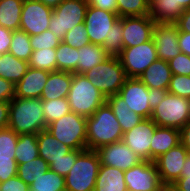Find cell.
Listing matches in <instances>:
<instances>
[{
  "label": "cell",
  "instance_id": "obj_1",
  "mask_svg": "<svg viewBox=\"0 0 190 191\" xmlns=\"http://www.w3.org/2000/svg\"><path fill=\"white\" fill-rule=\"evenodd\" d=\"M86 131L87 149L89 150L96 151L102 146L123 139L120 124L107 102L87 117Z\"/></svg>",
  "mask_w": 190,
  "mask_h": 191
},
{
  "label": "cell",
  "instance_id": "obj_2",
  "mask_svg": "<svg viewBox=\"0 0 190 191\" xmlns=\"http://www.w3.org/2000/svg\"><path fill=\"white\" fill-rule=\"evenodd\" d=\"M8 127L21 134H38L47 128L42 100L39 98L14 97L9 106Z\"/></svg>",
  "mask_w": 190,
  "mask_h": 191
},
{
  "label": "cell",
  "instance_id": "obj_3",
  "mask_svg": "<svg viewBox=\"0 0 190 191\" xmlns=\"http://www.w3.org/2000/svg\"><path fill=\"white\" fill-rule=\"evenodd\" d=\"M67 100L72 112L87 118L106 102V97L84 74L72 73Z\"/></svg>",
  "mask_w": 190,
  "mask_h": 191
},
{
  "label": "cell",
  "instance_id": "obj_4",
  "mask_svg": "<svg viewBox=\"0 0 190 191\" xmlns=\"http://www.w3.org/2000/svg\"><path fill=\"white\" fill-rule=\"evenodd\" d=\"M100 165L97 151L83 150L64 177L66 191H94Z\"/></svg>",
  "mask_w": 190,
  "mask_h": 191
},
{
  "label": "cell",
  "instance_id": "obj_5",
  "mask_svg": "<svg viewBox=\"0 0 190 191\" xmlns=\"http://www.w3.org/2000/svg\"><path fill=\"white\" fill-rule=\"evenodd\" d=\"M84 75L106 98L118 94L127 79L117 56H109L103 63L92 67Z\"/></svg>",
  "mask_w": 190,
  "mask_h": 191
},
{
  "label": "cell",
  "instance_id": "obj_6",
  "mask_svg": "<svg viewBox=\"0 0 190 191\" xmlns=\"http://www.w3.org/2000/svg\"><path fill=\"white\" fill-rule=\"evenodd\" d=\"M87 118L70 111L65 116L50 123L47 130L61 143L73 150H86Z\"/></svg>",
  "mask_w": 190,
  "mask_h": 191
},
{
  "label": "cell",
  "instance_id": "obj_7",
  "mask_svg": "<svg viewBox=\"0 0 190 191\" xmlns=\"http://www.w3.org/2000/svg\"><path fill=\"white\" fill-rule=\"evenodd\" d=\"M150 119L157 126L180 130L190 121V99L167 93L152 110Z\"/></svg>",
  "mask_w": 190,
  "mask_h": 191
},
{
  "label": "cell",
  "instance_id": "obj_8",
  "mask_svg": "<svg viewBox=\"0 0 190 191\" xmlns=\"http://www.w3.org/2000/svg\"><path fill=\"white\" fill-rule=\"evenodd\" d=\"M87 7V0H64L53 8L49 30L62 41L75 25L84 23Z\"/></svg>",
  "mask_w": 190,
  "mask_h": 191
},
{
  "label": "cell",
  "instance_id": "obj_9",
  "mask_svg": "<svg viewBox=\"0 0 190 191\" xmlns=\"http://www.w3.org/2000/svg\"><path fill=\"white\" fill-rule=\"evenodd\" d=\"M117 57L127 78H138L149 65L158 59L153 38L137 46L123 48Z\"/></svg>",
  "mask_w": 190,
  "mask_h": 191
},
{
  "label": "cell",
  "instance_id": "obj_10",
  "mask_svg": "<svg viewBox=\"0 0 190 191\" xmlns=\"http://www.w3.org/2000/svg\"><path fill=\"white\" fill-rule=\"evenodd\" d=\"M124 179L128 190L163 191L165 188L155 163L147 160L124 171Z\"/></svg>",
  "mask_w": 190,
  "mask_h": 191
},
{
  "label": "cell",
  "instance_id": "obj_11",
  "mask_svg": "<svg viewBox=\"0 0 190 191\" xmlns=\"http://www.w3.org/2000/svg\"><path fill=\"white\" fill-rule=\"evenodd\" d=\"M119 19L118 14L88 5L84 25L90 43L102 45L109 39L111 27Z\"/></svg>",
  "mask_w": 190,
  "mask_h": 191
},
{
  "label": "cell",
  "instance_id": "obj_12",
  "mask_svg": "<svg viewBox=\"0 0 190 191\" xmlns=\"http://www.w3.org/2000/svg\"><path fill=\"white\" fill-rule=\"evenodd\" d=\"M53 8L36 0H23L19 30L28 35H39L49 29Z\"/></svg>",
  "mask_w": 190,
  "mask_h": 191
},
{
  "label": "cell",
  "instance_id": "obj_13",
  "mask_svg": "<svg viewBox=\"0 0 190 191\" xmlns=\"http://www.w3.org/2000/svg\"><path fill=\"white\" fill-rule=\"evenodd\" d=\"M126 105L143 118H150V89L139 78H127L118 93Z\"/></svg>",
  "mask_w": 190,
  "mask_h": 191
},
{
  "label": "cell",
  "instance_id": "obj_14",
  "mask_svg": "<svg viewBox=\"0 0 190 191\" xmlns=\"http://www.w3.org/2000/svg\"><path fill=\"white\" fill-rule=\"evenodd\" d=\"M187 155L188 151L179 143L154 160L161 182L165 186L173 184L180 178Z\"/></svg>",
  "mask_w": 190,
  "mask_h": 191
},
{
  "label": "cell",
  "instance_id": "obj_15",
  "mask_svg": "<svg viewBox=\"0 0 190 191\" xmlns=\"http://www.w3.org/2000/svg\"><path fill=\"white\" fill-rule=\"evenodd\" d=\"M157 124L144 118L131 130L123 133L122 141L142 160L150 161V144Z\"/></svg>",
  "mask_w": 190,
  "mask_h": 191
},
{
  "label": "cell",
  "instance_id": "obj_16",
  "mask_svg": "<svg viewBox=\"0 0 190 191\" xmlns=\"http://www.w3.org/2000/svg\"><path fill=\"white\" fill-rule=\"evenodd\" d=\"M101 165H107L127 171L142 159L136 155L122 140L98 148Z\"/></svg>",
  "mask_w": 190,
  "mask_h": 191
},
{
  "label": "cell",
  "instance_id": "obj_17",
  "mask_svg": "<svg viewBox=\"0 0 190 191\" xmlns=\"http://www.w3.org/2000/svg\"><path fill=\"white\" fill-rule=\"evenodd\" d=\"M155 24L149 15L123 17V48L150 41Z\"/></svg>",
  "mask_w": 190,
  "mask_h": 191
},
{
  "label": "cell",
  "instance_id": "obj_18",
  "mask_svg": "<svg viewBox=\"0 0 190 191\" xmlns=\"http://www.w3.org/2000/svg\"><path fill=\"white\" fill-rule=\"evenodd\" d=\"M152 38L158 59L168 62L181 52L178 45L179 31L175 23H156Z\"/></svg>",
  "mask_w": 190,
  "mask_h": 191
},
{
  "label": "cell",
  "instance_id": "obj_19",
  "mask_svg": "<svg viewBox=\"0 0 190 191\" xmlns=\"http://www.w3.org/2000/svg\"><path fill=\"white\" fill-rule=\"evenodd\" d=\"M49 72L29 67L22 79L15 84V97L41 98Z\"/></svg>",
  "mask_w": 190,
  "mask_h": 191
},
{
  "label": "cell",
  "instance_id": "obj_20",
  "mask_svg": "<svg viewBox=\"0 0 190 191\" xmlns=\"http://www.w3.org/2000/svg\"><path fill=\"white\" fill-rule=\"evenodd\" d=\"M172 75L168 62L157 59L138 78L149 89H168Z\"/></svg>",
  "mask_w": 190,
  "mask_h": 191
},
{
  "label": "cell",
  "instance_id": "obj_21",
  "mask_svg": "<svg viewBox=\"0 0 190 191\" xmlns=\"http://www.w3.org/2000/svg\"><path fill=\"white\" fill-rule=\"evenodd\" d=\"M180 143V130L156 126L150 144V161L154 162L160 155Z\"/></svg>",
  "mask_w": 190,
  "mask_h": 191
},
{
  "label": "cell",
  "instance_id": "obj_22",
  "mask_svg": "<svg viewBox=\"0 0 190 191\" xmlns=\"http://www.w3.org/2000/svg\"><path fill=\"white\" fill-rule=\"evenodd\" d=\"M72 82V72H49L47 81L41 94V100L67 98Z\"/></svg>",
  "mask_w": 190,
  "mask_h": 191
},
{
  "label": "cell",
  "instance_id": "obj_23",
  "mask_svg": "<svg viewBox=\"0 0 190 191\" xmlns=\"http://www.w3.org/2000/svg\"><path fill=\"white\" fill-rule=\"evenodd\" d=\"M37 143L39 156L42 157L48 165L53 161L63 158L73 149L56 139L47 129L37 134Z\"/></svg>",
  "mask_w": 190,
  "mask_h": 191
},
{
  "label": "cell",
  "instance_id": "obj_24",
  "mask_svg": "<svg viewBox=\"0 0 190 191\" xmlns=\"http://www.w3.org/2000/svg\"><path fill=\"white\" fill-rule=\"evenodd\" d=\"M106 102L111 107L123 133L138 125L144 118L134 113L119 94H114L106 98Z\"/></svg>",
  "mask_w": 190,
  "mask_h": 191
},
{
  "label": "cell",
  "instance_id": "obj_25",
  "mask_svg": "<svg viewBox=\"0 0 190 191\" xmlns=\"http://www.w3.org/2000/svg\"><path fill=\"white\" fill-rule=\"evenodd\" d=\"M148 15L155 23H175L184 9L175 0H148Z\"/></svg>",
  "mask_w": 190,
  "mask_h": 191
},
{
  "label": "cell",
  "instance_id": "obj_26",
  "mask_svg": "<svg viewBox=\"0 0 190 191\" xmlns=\"http://www.w3.org/2000/svg\"><path fill=\"white\" fill-rule=\"evenodd\" d=\"M94 191H127L124 171L100 165Z\"/></svg>",
  "mask_w": 190,
  "mask_h": 191
},
{
  "label": "cell",
  "instance_id": "obj_27",
  "mask_svg": "<svg viewBox=\"0 0 190 191\" xmlns=\"http://www.w3.org/2000/svg\"><path fill=\"white\" fill-rule=\"evenodd\" d=\"M110 55L102 45L89 43L78 49L76 74H84L92 67L103 63Z\"/></svg>",
  "mask_w": 190,
  "mask_h": 191
},
{
  "label": "cell",
  "instance_id": "obj_28",
  "mask_svg": "<svg viewBox=\"0 0 190 191\" xmlns=\"http://www.w3.org/2000/svg\"><path fill=\"white\" fill-rule=\"evenodd\" d=\"M28 68L27 61L18 59L10 53L0 54V77L5 80L16 84L26 74Z\"/></svg>",
  "mask_w": 190,
  "mask_h": 191
},
{
  "label": "cell",
  "instance_id": "obj_29",
  "mask_svg": "<svg viewBox=\"0 0 190 191\" xmlns=\"http://www.w3.org/2000/svg\"><path fill=\"white\" fill-rule=\"evenodd\" d=\"M22 8L23 0H0V26L19 30Z\"/></svg>",
  "mask_w": 190,
  "mask_h": 191
},
{
  "label": "cell",
  "instance_id": "obj_30",
  "mask_svg": "<svg viewBox=\"0 0 190 191\" xmlns=\"http://www.w3.org/2000/svg\"><path fill=\"white\" fill-rule=\"evenodd\" d=\"M39 156L37 134H21L15 150L17 165L32 161Z\"/></svg>",
  "mask_w": 190,
  "mask_h": 191
},
{
  "label": "cell",
  "instance_id": "obj_31",
  "mask_svg": "<svg viewBox=\"0 0 190 191\" xmlns=\"http://www.w3.org/2000/svg\"><path fill=\"white\" fill-rule=\"evenodd\" d=\"M30 191H66L65 178L48 169L30 184Z\"/></svg>",
  "mask_w": 190,
  "mask_h": 191
},
{
  "label": "cell",
  "instance_id": "obj_32",
  "mask_svg": "<svg viewBox=\"0 0 190 191\" xmlns=\"http://www.w3.org/2000/svg\"><path fill=\"white\" fill-rule=\"evenodd\" d=\"M48 169V163L42 157L38 156L32 161L19 164L17 176L30 186L36 178L43 175Z\"/></svg>",
  "mask_w": 190,
  "mask_h": 191
},
{
  "label": "cell",
  "instance_id": "obj_33",
  "mask_svg": "<svg viewBox=\"0 0 190 191\" xmlns=\"http://www.w3.org/2000/svg\"><path fill=\"white\" fill-rule=\"evenodd\" d=\"M78 49L72 48L63 41L56 48L57 71H77Z\"/></svg>",
  "mask_w": 190,
  "mask_h": 191
},
{
  "label": "cell",
  "instance_id": "obj_34",
  "mask_svg": "<svg viewBox=\"0 0 190 191\" xmlns=\"http://www.w3.org/2000/svg\"><path fill=\"white\" fill-rule=\"evenodd\" d=\"M29 67L47 72L57 71L56 48L35 50L28 61Z\"/></svg>",
  "mask_w": 190,
  "mask_h": 191
},
{
  "label": "cell",
  "instance_id": "obj_35",
  "mask_svg": "<svg viewBox=\"0 0 190 191\" xmlns=\"http://www.w3.org/2000/svg\"><path fill=\"white\" fill-rule=\"evenodd\" d=\"M42 106L47 126L71 111L67 98L42 100Z\"/></svg>",
  "mask_w": 190,
  "mask_h": 191
},
{
  "label": "cell",
  "instance_id": "obj_36",
  "mask_svg": "<svg viewBox=\"0 0 190 191\" xmlns=\"http://www.w3.org/2000/svg\"><path fill=\"white\" fill-rule=\"evenodd\" d=\"M32 52L30 35L21 30L13 31L9 53L13 54L18 59H22L28 62Z\"/></svg>",
  "mask_w": 190,
  "mask_h": 191
},
{
  "label": "cell",
  "instance_id": "obj_37",
  "mask_svg": "<svg viewBox=\"0 0 190 191\" xmlns=\"http://www.w3.org/2000/svg\"><path fill=\"white\" fill-rule=\"evenodd\" d=\"M119 18L145 16L149 13L148 0H116Z\"/></svg>",
  "mask_w": 190,
  "mask_h": 191
},
{
  "label": "cell",
  "instance_id": "obj_38",
  "mask_svg": "<svg viewBox=\"0 0 190 191\" xmlns=\"http://www.w3.org/2000/svg\"><path fill=\"white\" fill-rule=\"evenodd\" d=\"M123 17L113 23L109 39L103 44L110 56H117L123 50Z\"/></svg>",
  "mask_w": 190,
  "mask_h": 191
},
{
  "label": "cell",
  "instance_id": "obj_39",
  "mask_svg": "<svg viewBox=\"0 0 190 191\" xmlns=\"http://www.w3.org/2000/svg\"><path fill=\"white\" fill-rule=\"evenodd\" d=\"M19 135L12 129H0V157H13L15 159L16 144Z\"/></svg>",
  "mask_w": 190,
  "mask_h": 191
},
{
  "label": "cell",
  "instance_id": "obj_40",
  "mask_svg": "<svg viewBox=\"0 0 190 191\" xmlns=\"http://www.w3.org/2000/svg\"><path fill=\"white\" fill-rule=\"evenodd\" d=\"M62 41L67 45H70L72 48L74 47L77 49L89 44L90 41L84 23L75 25L65 34Z\"/></svg>",
  "mask_w": 190,
  "mask_h": 191
},
{
  "label": "cell",
  "instance_id": "obj_41",
  "mask_svg": "<svg viewBox=\"0 0 190 191\" xmlns=\"http://www.w3.org/2000/svg\"><path fill=\"white\" fill-rule=\"evenodd\" d=\"M62 41L49 29L45 30L39 35L30 36V44L32 51L47 49V48H57Z\"/></svg>",
  "mask_w": 190,
  "mask_h": 191
},
{
  "label": "cell",
  "instance_id": "obj_42",
  "mask_svg": "<svg viewBox=\"0 0 190 191\" xmlns=\"http://www.w3.org/2000/svg\"><path fill=\"white\" fill-rule=\"evenodd\" d=\"M168 93L190 99V76L173 74Z\"/></svg>",
  "mask_w": 190,
  "mask_h": 191
},
{
  "label": "cell",
  "instance_id": "obj_43",
  "mask_svg": "<svg viewBox=\"0 0 190 191\" xmlns=\"http://www.w3.org/2000/svg\"><path fill=\"white\" fill-rule=\"evenodd\" d=\"M83 150H72L67 155H64L63 158H60L59 160L53 161L49 165V169L55 171L60 176L65 177L70 169L75 164V160L77 156L82 152Z\"/></svg>",
  "mask_w": 190,
  "mask_h": 191
},
{
  "label": "cell",
  "instance_id": "obj_44",
  "mask_svg": "<svg viewBox=\"0 0 190 191\" xmlns=\"http://www.w3.org/2000/svg\"><path fill=\"white\" fill-rule=\"evenodd\" d=\"M172 74L190 76V56L180 52L168 61Z\"/></svg>",
  "mask_w": 190,
  "mask_h": 191
},
{
  "label": "cell",
  "instance_id": "obj_45",
  "mask_svg": "<svg viewBox=\"0 0 190 191\" xmlns=\"http://www.w3.org/2000/svg\"><path fill=\"white\" fill-rule=\"evenodd\" d=\"M18 165L13 157H0V183L17 175Z\"/></svg>",
  "mask_w": 190,
  "mask_h": 191
},
{
  "label": "cell",
  "instance_id": "obj_46",
  "mask_svg": "<svg viewBox=\"0 0 190 191\" xmlns=\"http://www.w3.org/2000/svg\"><path fill=\"white\" fill-rule=\"evenodd\" d=\"M0 191H30V187L16 175L1 182Z\"/></svg>",
  "mask_w": 190,
  "mask_h": 191
},
{
  "label": "cell",
  "instance_id": "obj_47",
  "mask_svg": "<svg viewBox=\"0 0 190 191\" xmlns=\"http://www.w3.org/2000/svg\"><path fill=\"white\" fill-rule=\"evenodd\" d=\"M15 97V84L0 77V101L10 102Z\"/></svg>",
  "mask_w": 190,
  "mask_h": 191
},
{
  "label": "cell",
  "instance_id": "obj_48",
  "mask_svg": "<svg viewBox=\"0 0 190 191\" xmlns=\"http://www.w3.org/2000/svg\"><path fill=\"white\" fill-rule=\"evenodd\" d=\"M12 33L13 31L0 26V54L9 53Z\"/></svg>",
  "mask_w": 190,
  "mask_h": 191
},
{
  "label": "cell",
  "instance_id": "obj_49",
  "mask_svg": "<svg viewBox=\"0 0 190 191\" xmlns=\"http://www.w3.org/2000/svg\"><path fill=\"white\" fill-rule=\"evenodd\" d=\"M88 5L117 14L116 0H87Z\"/></svg>",
  "mask_w": 190,
  "mask_h": 191
},
{
  "label": "cell",
  "instance_id": "obj_50",
  "mask_svg": "<svg viewBox=\"0 0 190 191\" xmlns=\"http://www.w3.org/2000/svg\"><path fill=\"white\" fill-rule=\"evenodd\" d=\"M168 89H150L149 107L153 110L166 96Z\"/></svg>",
  "mask_w": 190,
  "mask_h": 191
},
{
  "label": "cell",
  "instance_id": "obj_51",
  "mask_svg": "<svg viewBox=\"0 0 190 191\" xmlns=\"http://www.w3.org/2000/svg\"><path fill=\"white\" fill-rule=\"evenodd\" d=\"M175 24L179 32L190 33V9L184 10Z\"/></svg>",
  "mask_w": 190,
  "mask_h": 191
},
{
  "label": "cell",
  "instance_id": "obj_52",
  "mask_svg": "<svg viewBox=\"0 0 190 191\" xmlns=\"http://www.w3.org/2000/svg\"><path fill=\"white\" fill-rule=\"evenodd\" d=\"M10 102L0 101V129L8 128Z\"/></svg>",
  "mask_w": 190,
  "mask_h": 191
},
{
  "label": "cell",
  "instance_id": "obj_53",
  "mask_svg": "<svg viewBox=\"0 0 190 191\" xmlns=\"http://www.w3.org/2000/svg\"><path fill=\"white\" fill-rule=\"evenodd\" d=\"M180 143L190 153V121L180 129Z\"/></svg>",
  "mask_w": 190,
  "mask_h": 191
},
{
  "label": "cell",
  "instance_id": "obj_54",
  "mask_svg": "<svg viewBox=\"0 0 190 191\" xmlns=\"http://www.w3.org/2000/svg\"><path fill=\"white\" fill-rule=\"evenodd\" d=\"M178 45L182 53L190 56V33L179 32Z\"/></svg>",
  "mask_w": 190,
  "mask_h": 191
},
{
  "label": "cell",
  "instance_id": "obj_55",
  "mask_svg": "<svg viewBox=\"0 0 190 191\" xmlns=\"http://www.w3.org/2000/svg\"><path fill=\"white\" fill-rule=\"evenodd\" d=\"M177 191H190V175H181L173 184Z\"/></svg>",
  "mask_w": 190,
  "mask_h": 191
},
{
  "label": "cell",
  "instance_id": "obj_56",
  "mask_svg": "<svg viewBox=\"0 0 190 191\" xmlns=\"http://www.w3.org/2000/svg\"><path fill=\"white\" fill-rule=\"evenodd\" d=\"M44 4L45 6L56 8L58 5H60L64 0H36Z\"/></svg>",
  "mask_w": 190,
  "mask_h": 191
},
{
  "label": "cell",
  "instance_id": "obj_57",
  "mask_svg": "<svg viewBox=\"0 0 190 191\" xmlns=\"http://www.w3.org/2000/svg\"><path fill=\"white\" fill-rule=\"evenodd\" d=\"M181 175H190V153H188L186 161L183 164Z\"/></svg>",
  "mask_w": 190,
  "mask_h": 191
},
{
  "label": "cell",
  "instance_id": "obj_58",
  "mask_svg": "<svg viewBox=\"0 0 190 191\" xmlns=\"http://www.w3.org/2000/svg\"><path fill=\"white\" fill-rule=\"evenodd\" d=\"M177 5H181L184 10L190 9V0H175Z\"/></svg>",
  "mask_w": 190,
  "mask_h": 191
},
{
  "label": "cell",
  "instance_id": "obj_59",
  "mask_svg": "<svg viewBox=\"0 0 190 191\" xmlns=\"http://www.w3.org/2000/svg\"><path fill=\"white\" fill-rule=\"evenodd\" d=\"M165 191H177L172 185L165 186Z\"/></svg>",
  "mask_w": 190,
  "mask_h": 191
}]
</instances>
